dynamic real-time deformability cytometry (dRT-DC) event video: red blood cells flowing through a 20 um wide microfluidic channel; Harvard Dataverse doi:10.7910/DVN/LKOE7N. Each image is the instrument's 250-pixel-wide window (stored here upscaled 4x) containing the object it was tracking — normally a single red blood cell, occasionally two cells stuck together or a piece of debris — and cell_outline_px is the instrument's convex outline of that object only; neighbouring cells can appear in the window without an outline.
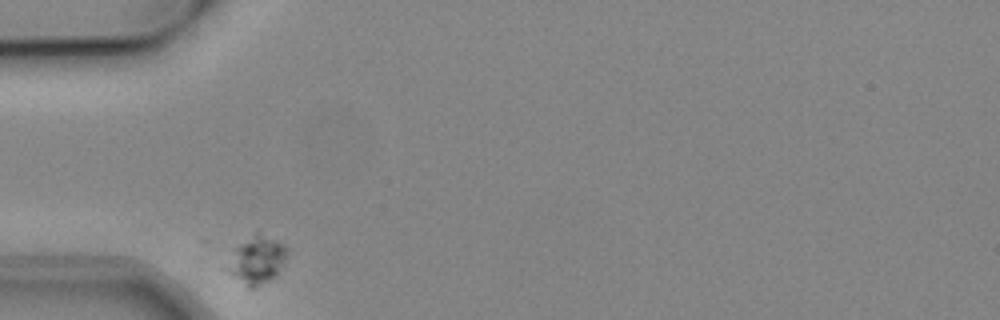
{"species": "common noctule bat (a hibernating species)", "species_latin": "Nyctalus noctula", "temperature_condition": "cold", "stored_images_in_passage": 31, "camera_frame_rate_fps": 3000, "um_per_image_px": 0.085, "animal": {"sex": "male", "body_mass_g": 19.2, "forearm_length_mm": 51.8}, "frame": {"image": 1, "passage_image": 1, "time_ms": 0.0, "image_size_px": [1000, 320], "cell_outline_px": [[288, 252], [276, 276], [252, 288], [248, 288], [232, 272], [232, 268], [236, 248], [240, 244], [256, 232], [284, 244], [288, 248]], "centroid_in_image_um": [21.96, 22.08], "position_along_channel_um": 63.0, "area_um2": 15.14}}
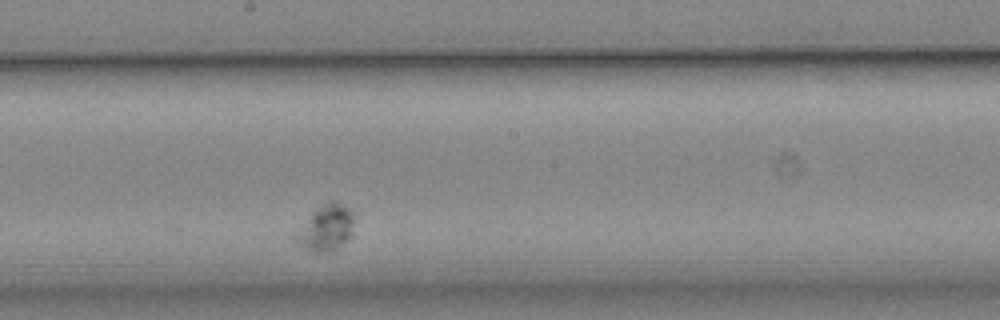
{"frame": {"image": 2, "passage_image": 17, "time_ms": 5.333, "image_size_px": [1000, 320], "cell_outline_px": [[356, 212], [352, 236], [336, 252], [312, 252], [304, 248], [292, 236], [328, 200], [336, 200], [352, 208]], "centroid_in_image_um": [27.83, 19.39], "position_along_channel_um": 220.4, "area_um2": 15.9}}
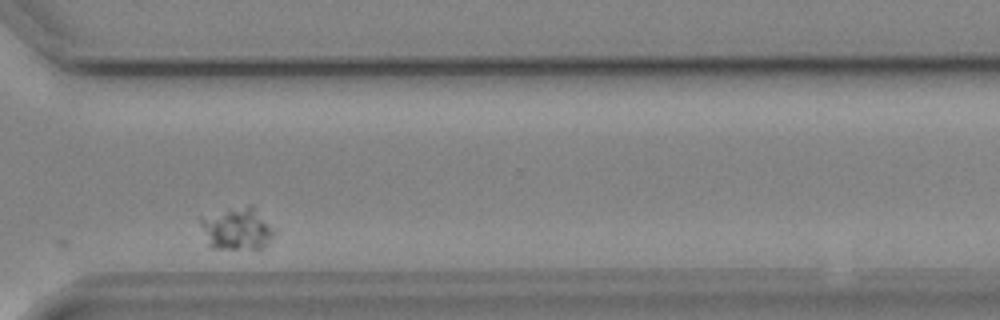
{"frame": {"image": 3, "passage_image": 29, "time_ms": 9.333, "image_size_px": [1000, 320], "cell_outline_px": [[276, 232], [264, 248], [208, 248], [200, 220], [200, 216], [252, 204]], "centroid_in_image_um": [20.13, 19.44], "position_along_channel_um": 350.5, "area_um2": 17.98}}